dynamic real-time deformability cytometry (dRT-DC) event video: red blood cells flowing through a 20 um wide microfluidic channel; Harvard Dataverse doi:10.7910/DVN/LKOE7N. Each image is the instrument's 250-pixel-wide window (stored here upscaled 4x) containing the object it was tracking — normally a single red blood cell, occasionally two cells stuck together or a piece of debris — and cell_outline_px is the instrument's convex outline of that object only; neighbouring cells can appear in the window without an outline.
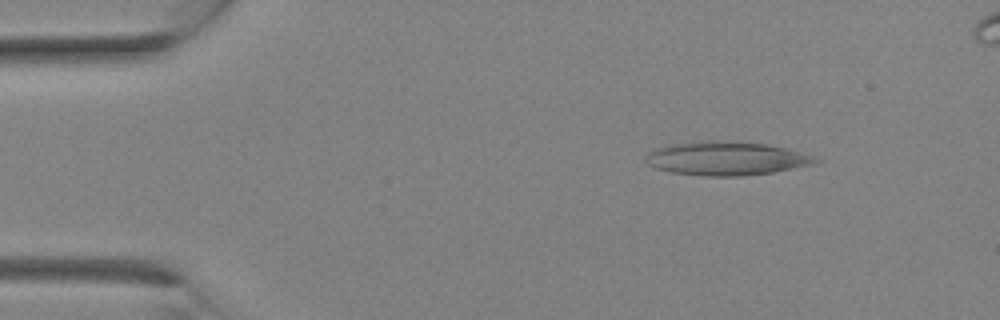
{"species": "Egyptian fruit bat (a non-hibernating species)", "species_latin": "Rousettus aegyptiacus", "temperature_condition": "room temperature", "stored_images_in_passage": 12, "camera_frame_rate_fps": 3000, "um_per_image_px": 0.085, "animal": {"sex": "female"}, "frame": {"image": 1, "passage_image": 4, "time_ms": 1.0, "image_size_px": [1000, 320], "cell_outline_px": [[820, 164], [772, 172], [744, 176], [708, 176], [672, 172], [656, 168], [648, 164], [644, 160], [644, 156], [648, 152], [656, 148], [672, 144], [700, 140], [728, 140], [768, 144], [800, 152], [812, 156], [820, 160]], "centroid_in_image_um": [61.74, 13.46], "position_along_channel_um": 23.3, "area_um2": 33.64}}
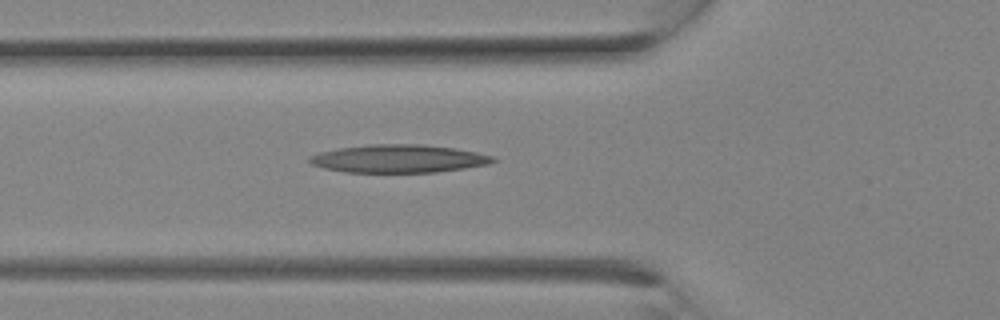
{"frame": {"image": 2, "passage_image": 10, "time_ms": 3.0, "image_size_px": [1000, 320], "cell_outline_px": [[500, 160], [488, 164], [464, 168], [436, 172], [344, 172], [324, 168], [312, 164], [308, 160], [308, 156], [320, 152], [336, 148], [368, 144], [424, 144], [452, 148], [476, 152], [492, 156]], "centroid_in_image_um": [33.86, 13.48], "position_along_channel_um": 91.9, "area_um2": 30.0}}
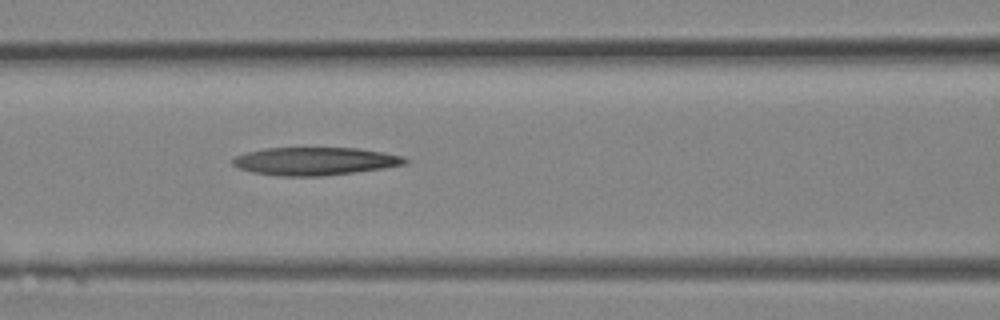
{"frame": {"image": 3, "passage_image": 12, "time_ms": 3.667, "image_size_px": [1000, 320], "cell_outline_px": [[408, 164], [384, 168], [356, 172], [324, 176], [280, 176], [252, 172], [240, 168], [232, 164], [232, 160], [236, 156], [244, 152], [264, 148], [360, 148], [384, 152], [404, 156], [408, 160]], "centroid_in_image_um": [26.8, 13.7], "position_along_channel_um": 139.8, "area_um2": 28.26}}